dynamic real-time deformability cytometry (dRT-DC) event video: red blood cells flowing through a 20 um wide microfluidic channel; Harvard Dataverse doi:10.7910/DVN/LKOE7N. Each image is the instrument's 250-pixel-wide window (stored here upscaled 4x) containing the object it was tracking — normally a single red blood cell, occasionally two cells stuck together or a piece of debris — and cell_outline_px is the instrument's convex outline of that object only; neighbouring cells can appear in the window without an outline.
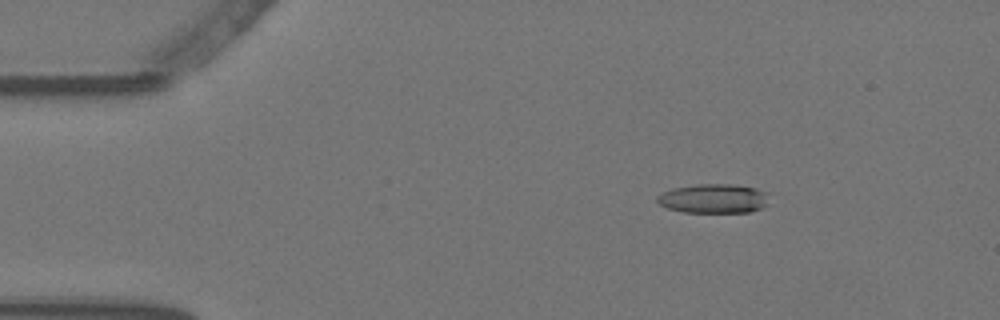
{"species": "Egyptian fruit bat (a non-hibernating species)", "species_latin": "Rousettus aegyptiacus", "temperature_condition": "warm", "stored_images_in_passage": 56, "camera_frame_rate_fps": 3000, "um_per_image_px": 0.085, "animal": {"sex": "female"}, "frame": {"image": 1, "passage_image": 9, "time_ms": 2.667, "image_size_px": [1000, 320], "cell_outline_px": [[768, 192], [764, 204], [760, 208], [748, 212], [684, 212], [668, 208], [660, 204], [656, 200], [656, 196], [672, 188], [696, 184], [732, 184], [756, 188]], "centroid_in_image_um": [60.61, 16.86], "position_along_channel_um": 24.4, "area_um2": 18.9}}
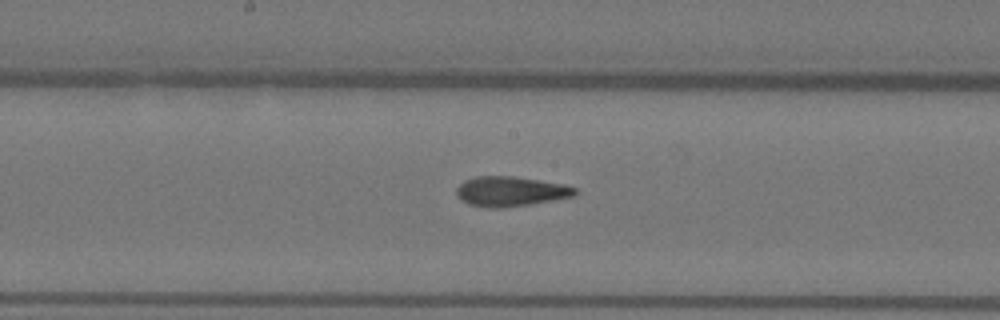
{"frame": {"image": 2, "passage_image": 30, "time_ms": 9.667, "image_size_px": [1000, 320], "cell_outline_px": [[580, 192], [576, 196], [556, 200], [504, 208], [488, 208], [468, 204], [460, 200], [456, 192], [456, 188], [464, 180], [476, 176], [512, 176], [564, 184], [576, 188]], "centroid_in_image_um": [43.42, 16.28], "position_along_channel_um": 204.8, "area_um2": 20.92}}
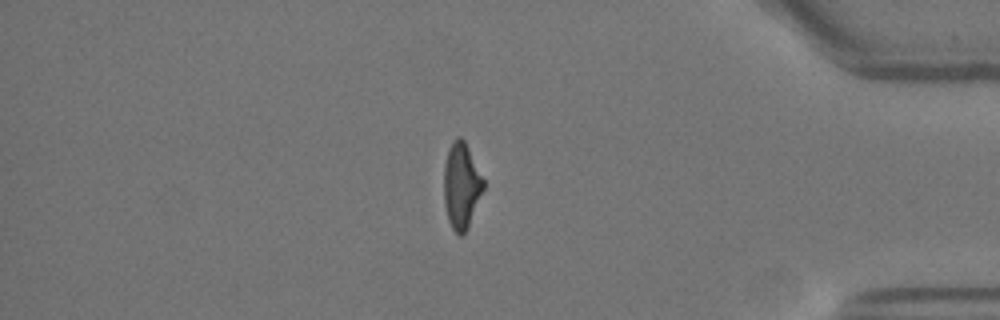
{"frame": {"image": 3, "passage_image": 49, "time_ms": 16.0, "image_size_px": [1000, 320], "cell_outline_px": [[484, 188], [468, 228], [460, 236], [452, 228], [448, 220], [444, 204], [444, 164], [448, 148], [452, 140], [456, 136], [460, 136], [464, 140], [484, 180]], "centroid_in_image_um": [39.2, 15.76], "position_along_channel_um": 396.0, "area_um2": 19.77}}